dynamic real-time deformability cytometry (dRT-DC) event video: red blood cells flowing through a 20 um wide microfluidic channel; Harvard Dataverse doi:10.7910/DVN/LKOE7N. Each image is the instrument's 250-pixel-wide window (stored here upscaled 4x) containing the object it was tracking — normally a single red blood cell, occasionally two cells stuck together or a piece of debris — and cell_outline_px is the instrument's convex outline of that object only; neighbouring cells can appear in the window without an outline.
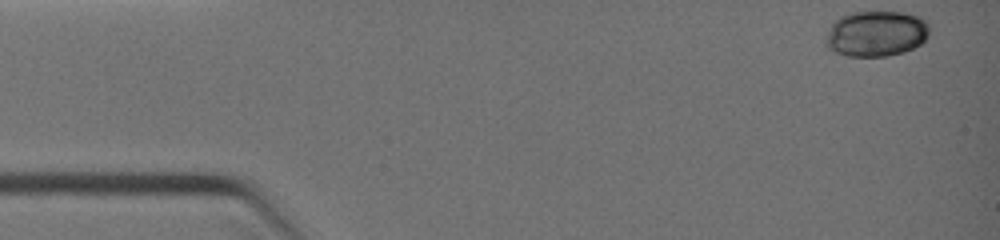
{"species": "common noctule bat (a hibernating species)", "species_latin": "Nyctalus noctula", "temperature_condition": "warm", "stored_images_in_passage": 26, "camera_frame_rate_fps": 3000, "um_per_image_px": 0.085, "animal": {"sex": "female", "body_mass_g": 19.0, "forearm_length_mm": 51.5}, "frame": {"image": 1, "passage_image": 1, "time_ms": 0.0, "image_size_px": [1000, 240], "cell_outline_px": [[928, 36], [920, 44], [904, 52], [888, 56], [848, 56], [836, 52], [828, 48], [824, 44], [824, 40], [828, 28], [840, 16], [852, 12], [904, 12], [920, 16], [928, 20]], "centroid_in_image_um": [74.46, 2.85], "position_along_channel_um": 10.5, "area_um2": 27.92}}
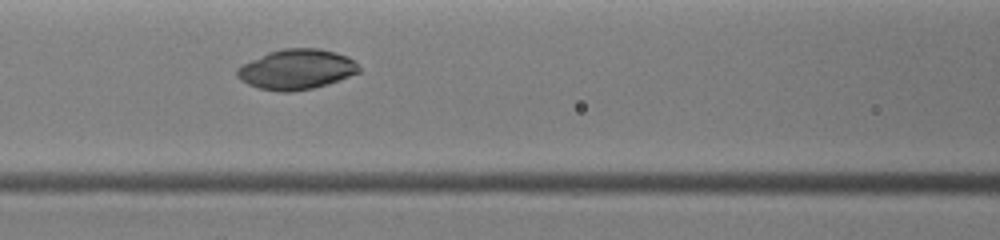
{"frame": {"image": 2, "passage_image": 13, "time_ms": 4.667, "image_size_px": [1000, 240], "cell_outline_px": [[360, 72], [328, 84], [312, 88], [288, 92], [280, 92], [260, 88], [248, 84], [240, 80], [236, 76], [236, 68], [268, 52], [284, 48], [320, 48], [336, 52], [348, 56], [360, 68]], "centroid_in_image_um": [25.2, 5.89], "position_along_channel_um": 141.4, "area_um2": 28.38}}
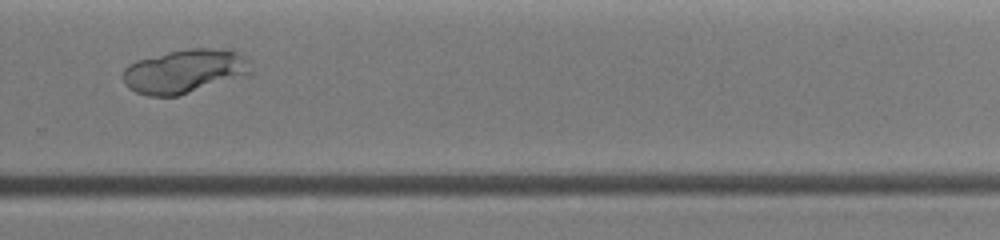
{"frame": {"image": 3, "passage_image": 22, "time_ms": 8.0, "image_size_px": [1000, 240], "cell_outline_px": [[252, 72], [176, 96], [148, 96], [136, 92], [128, 88], [124, 84], [124, 68], [128, 64], [136, 60], [168, 52], [192, 48], [232, 48], [248, 60]], "centroid_in_image_um": [15.65, 6.03], "position_along_channel_um": 314.2, "area_um2": 32.25}}